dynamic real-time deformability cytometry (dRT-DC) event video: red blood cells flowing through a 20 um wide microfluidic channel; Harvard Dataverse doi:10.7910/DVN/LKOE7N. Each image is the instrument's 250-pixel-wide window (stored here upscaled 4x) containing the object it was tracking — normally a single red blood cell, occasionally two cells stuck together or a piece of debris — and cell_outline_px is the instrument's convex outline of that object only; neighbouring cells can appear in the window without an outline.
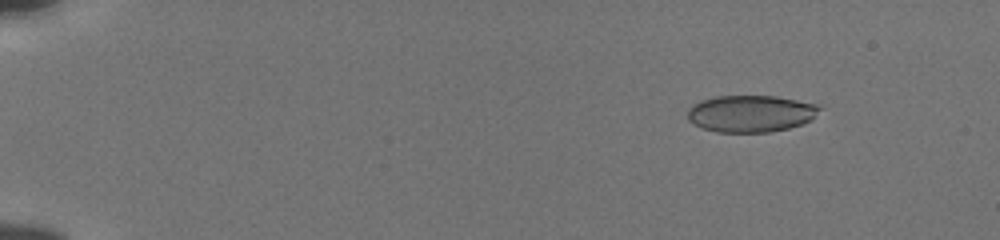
{"species": "human", "species_latin": "Homo sapiens", "temperature_condition": "cold", "stored_images_in_passage": 56, "camera_frame_rate_fps": 3000, "um_per_image_px": 0.085, "donor": {"sex": "male"}, "frame": {"image": 1, "passage_image": 8, "time_ms": 2.333, "image_size_px": [1000, 240], "cell_outline_px": [[824, 108], [812, 120], [804, 124], [788, 128], [768, 132], [716, 132], [692, 124], [688, 120], [688, 108], [692, 104], [700, 100], [716, 96], [776, 96], [820, 104]], "centroid_in_image_um": [63.86, 9.65], "position_along_channel_um": 21.1, "area_um2": 28.84}}
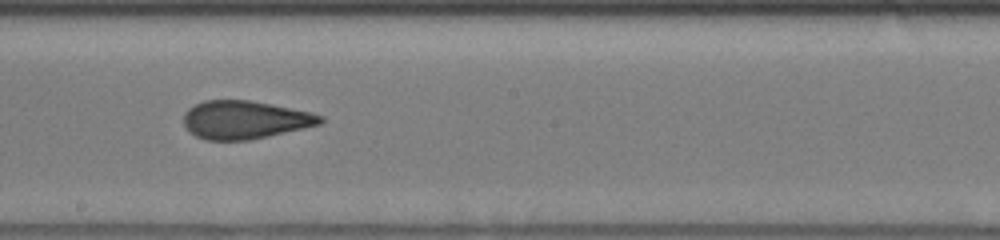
{"frame": {"image": 2, "passage_image": 34, "time_ms": 11.0, "image_size_px": [1000, 240], "cell_outline_px": [[324, 120], [320, 124], [268, 136], [248, 140], [204, 140], [188, 132], [184, 124], [184, 112], [188, 108], [204, 100], [248, 100], [272, 104], [312, 112], [324, 116]], "centroid_in_image_um": [20.79, 10.18], "position_along_channel_um": 227.4, "area_um2": 30.46}}
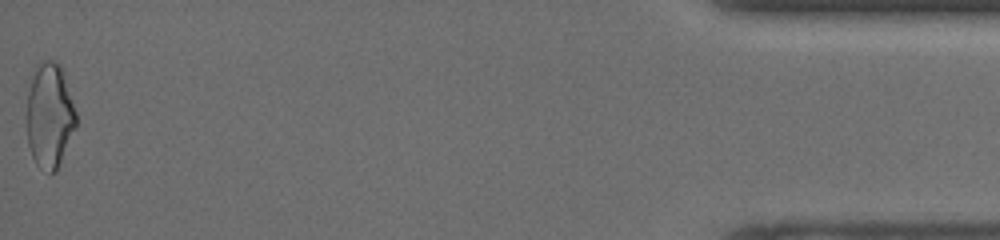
{"frame": {"image": 3, "passage_image": 56, "time_ms": 18.333, "image_size_px": [1000, 240], "cell_outline_px": [[76, 128], [56, 172], [48, 172], [36, 164], [32, 156], [28, 144], [28, 92], [32, 76], [36, 64], [44, 60], [52, 60], [60, 64], [64, 72], [76, 112]], "centroid_in_image_um": [4.24, 9.8], "position_along_channel_um": 431.0, "area_um2": 30.11}, "authors_computed_cell_mechanics": {"area_um2": 30.056, "velocity_mm_per_s": 3.8551, "shape_relaxation_time_tau1_ms": 9.9813, "shape_relaxation_time_tau2_ms": 1.5974, "deformation_change_tau1": 0.2056, "deformation_change_tau2": 0.0837}}